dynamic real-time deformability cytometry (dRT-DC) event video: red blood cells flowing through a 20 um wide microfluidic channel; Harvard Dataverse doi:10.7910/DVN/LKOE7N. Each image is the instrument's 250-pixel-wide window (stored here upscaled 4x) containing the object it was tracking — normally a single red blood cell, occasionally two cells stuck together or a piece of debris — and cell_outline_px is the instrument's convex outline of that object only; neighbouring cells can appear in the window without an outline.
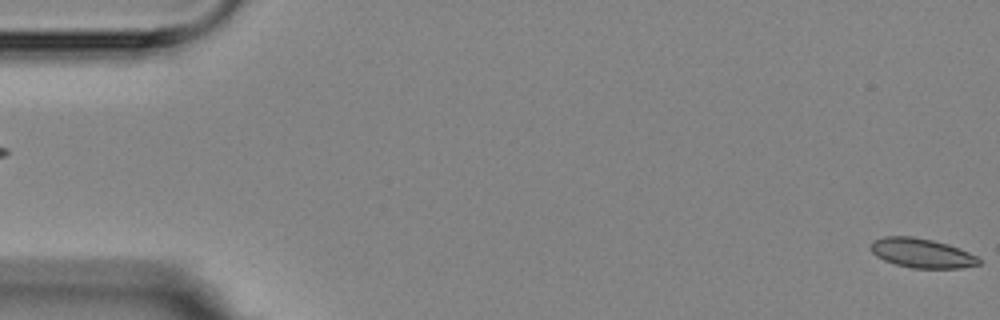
{"species": "Egyptian fruit bat (a non-hibernating species)", "species_latin": "Rousettus aegyptiacus", "temperature_condition": "room temperature", "stored_images_in_passage": 4, "segment_of_instrument_passage": [2, 2], "camera_frame_rate_fps": 3000, "um_per_image_px": 0.085, "animal": {"sex": "female"}, "frame": {"image": 1, "passage_image": 4, "time_ms": 4.333, "image_size_px": [1000, 320], "cell_outline_px": [[980, 264], [960, 268], [912, 268], [896, 264], [884, 260], [876, 256], [868, 248], [872, 240], [884, 236], [912, 236], [932, 240], [948, 244], [968, 252], [976, 256], [980, 260]], "centroid_in_image_um": [78.29, 21.5], "position_along_channel_um": 6.7, "area_um2": 18.55}}